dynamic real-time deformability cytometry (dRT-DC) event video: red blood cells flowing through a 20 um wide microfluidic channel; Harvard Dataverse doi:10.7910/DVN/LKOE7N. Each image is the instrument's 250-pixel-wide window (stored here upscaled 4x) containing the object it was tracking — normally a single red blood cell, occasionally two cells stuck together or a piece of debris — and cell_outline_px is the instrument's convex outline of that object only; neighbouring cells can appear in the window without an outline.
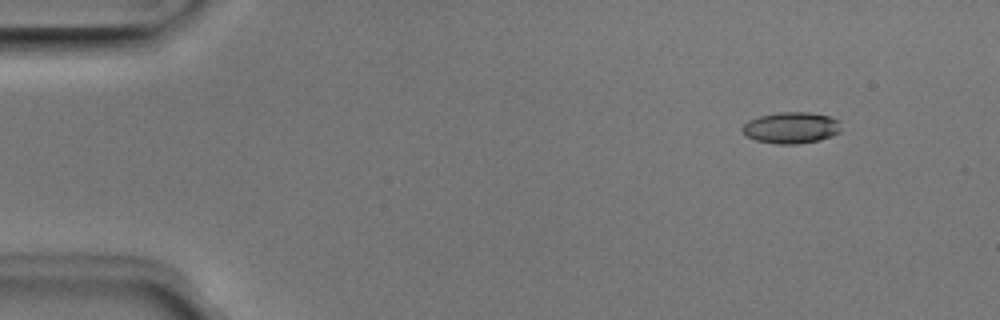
{"species": "Egyptian fruit bat (a non-hibernating species)", "species_latin": "Rousettus aegyptiacus", "temperature_condition": "room temperature", "stored_images_in_passage": 47, "camera_frame_rate_fps": 3000, "um_per_image_px": 0.085, "animal": {"sex": "male"}, "frame": {"image": 1, "passage_image": 2, "time_ms": 0.333, "image_size_px": [1000, 320], "cell_outline_px": [[840, 132], [832, 136], [820, 140], [796, 144], [776, 144], [756, 140], [744, 136], [740, 128], [748, 120], [760, 116], [780, 112], [808, 112], [828, 116], [840, 120]], "centroid_in_image_um": [67.23, 10.86], "position_along_channel_um": 17.8, "area_um2": 18.21}}
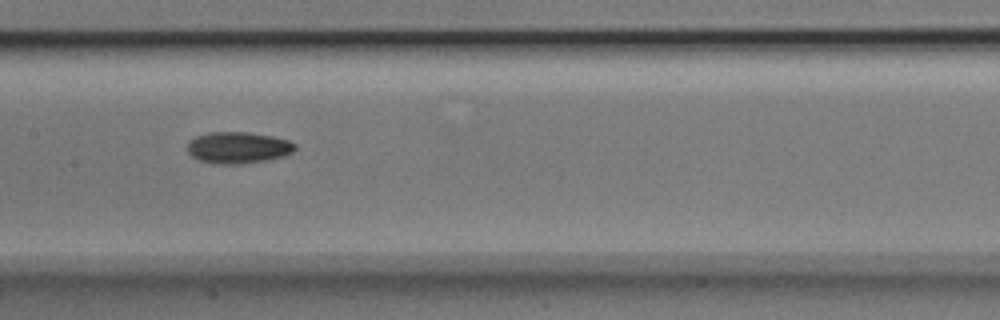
{"frame": {"image": 2, "passage_image": 22, "time_ms": 7.0, "image_size_px": [1000, 320], "cell_outline_px": [[296, 148], [292, 152], [284, 156], [268, 160], [240, 164], [212, 164], [196, 160], [188, 152], [188, 144], [196, 136], [208, 132], [248, 132], [272, 136], [288, 140], [296, 144]], "centroid_in_image_um": [20.23, 12.56], "position_along_channel_um": 187.2, "area_um2": 19.94}}
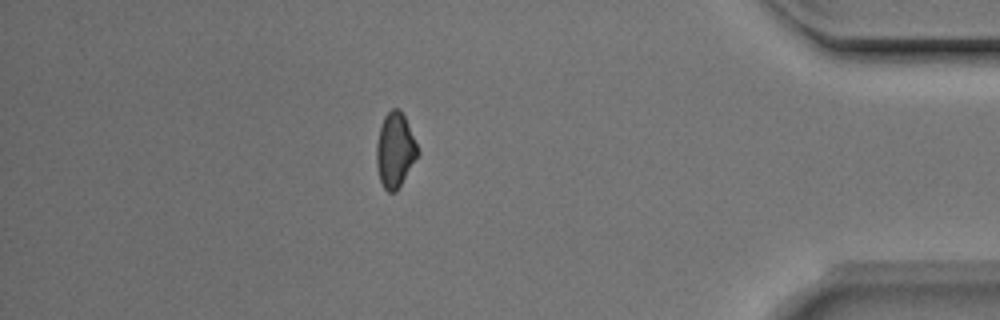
{"frame": {"image": 3, "passage_image": 41, "time_ms": 13.333, "image_size_px": [1000, 320], "cell_outline_px": [[420, 152], [396, 192], [388, 192], [384, 188], [380, 180], [376, 164], [376, 144], [380, 124], [384, 116], [392, 108], [396, 108], [404, 116], [408, 124]], "centroid_in_image_um": [33.56, 12.76], "position_along_channel_um": 401.6, "area_um2": 17.86}, "authors_computed_cell_mechanics": {"area_um2": 18.3804, "velocity_mm_per_s": 4.013, "shape_relaxation_time_tau1_ms": 3.6525, "shape_relaxation_time_tau2_ms": 9.7747, "deformation_change_tau1": 0.1035, "deformation_change_tau2": 0.1743}}